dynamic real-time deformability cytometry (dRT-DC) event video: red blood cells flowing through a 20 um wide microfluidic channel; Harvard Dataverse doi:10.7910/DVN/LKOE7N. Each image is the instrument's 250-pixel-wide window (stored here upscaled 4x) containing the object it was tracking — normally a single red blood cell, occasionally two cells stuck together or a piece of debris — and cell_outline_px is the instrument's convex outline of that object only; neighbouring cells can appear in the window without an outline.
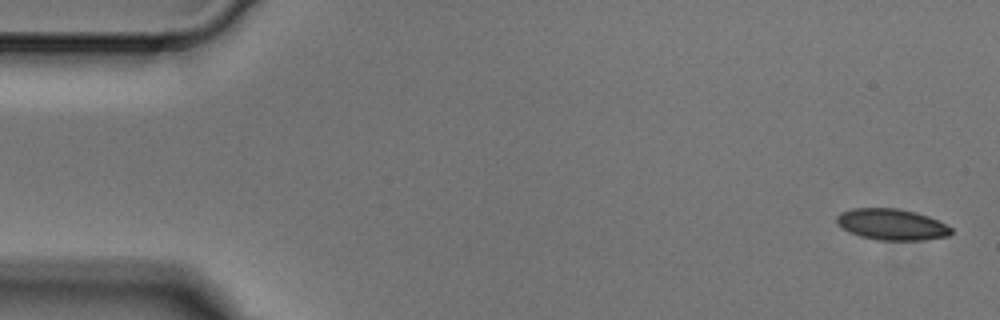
{"species": "Egyptian fruit bat (a non-hibernating species)", "species_latin": "Rousettus aegyptiacus", "temperature_condition": "cold", "stored_images_in_passage": 4, "camera_frame_rate_fps": 3000, "um_per_image_px": 0.085, "animal": {"sex": "male"}, "frame": {"image": 1, "passage_image": 1, "time_ms": 0.0, "image_size_px": [1000, 320], "cell_outline_px": [[952, 232], [948, 236], [924, 240], [876, 240], [860, 236], [848, 232], [836, 224], [836, 216], [840, 212], [852, 208], [900, 208], [916, 212], [928, 216], [952, 228]], "centroid_in_image_um": [75.75, 19.07], "position_along_channel_um": 9.3, "area_um2": 20.98}}